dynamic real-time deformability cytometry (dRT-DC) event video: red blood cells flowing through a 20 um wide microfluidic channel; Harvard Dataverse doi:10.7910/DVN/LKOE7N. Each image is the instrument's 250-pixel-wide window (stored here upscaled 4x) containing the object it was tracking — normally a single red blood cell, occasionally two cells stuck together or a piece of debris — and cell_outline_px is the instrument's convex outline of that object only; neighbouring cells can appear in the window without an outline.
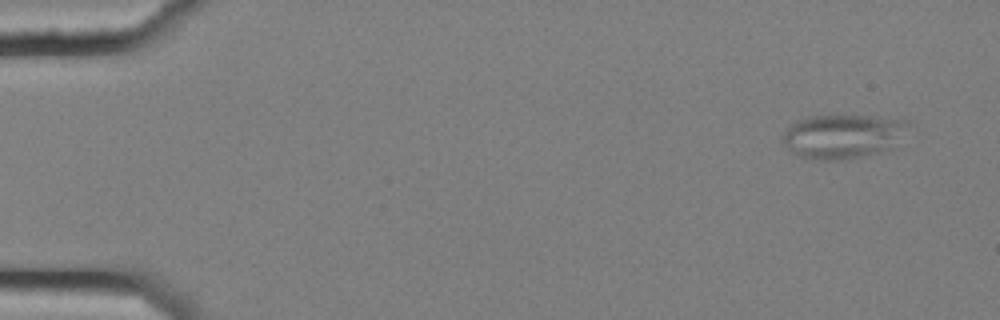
{"species": "common noctule bat (a hibernating species)", "species_latin": "Nyctalus noctula", "temperature_condition": "cold", "stored_images_in_passage": 6, "camera_frame_rate_fps": 3000, "um_per_image_px": 0.085, "animal": {"sex": "female", "body_mass_g": 25.1}, "frame": {"image": 1, "passage_image": 1, "time_ms": 0.0, "image_size_px": [1000, 320], "cell_outline_px": [[912, 124], [888, 148], [880, 152], [864, 156], [844, 160], [816, 160], [800, 156], [792, 152], [780, 136], [796, 120], [808, 116], [872, 116], [908, 120]], "centroid_in_image_um": [71.61, 11.58], "position_along_channel_um": 13.4, "area_um2": 32.02}}
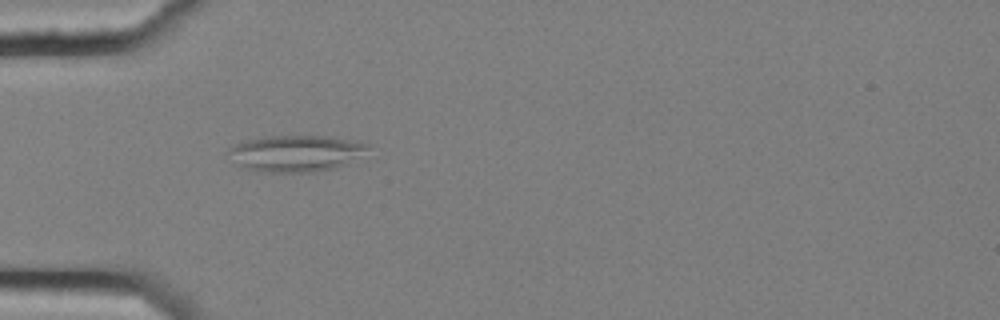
{"frame": {"image": 2, "passage_image": 5, "time_ms": 1.333, "image_size_px": [1000, 320], "cell_outline_px": [[368, 148], [348, 164], [336, 168], [312, 172], [260, 172], [244, 168], [224, 152], [228, 148], [236, 144], [248, 140], [272, 136], [332, 136], [368, 144]], "centroid_in_image_um": [25.12, 13.04], "position_along_channel_um": 59.9, "area_um2": 29.42}}